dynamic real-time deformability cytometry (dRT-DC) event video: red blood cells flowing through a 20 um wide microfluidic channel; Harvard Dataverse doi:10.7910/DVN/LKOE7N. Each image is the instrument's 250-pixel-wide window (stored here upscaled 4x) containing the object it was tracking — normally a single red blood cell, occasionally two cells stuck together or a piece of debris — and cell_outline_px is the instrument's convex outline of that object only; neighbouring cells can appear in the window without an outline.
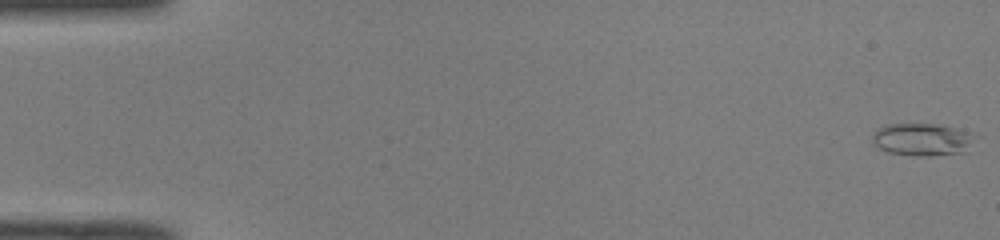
{"species": "common noctule bat (a hibernating species)", "species_latin": "Nyctalus noctula", "temperature_condition": "room temperature", "stored_images_in_passage": 50, "camera_frame_rate_fps": 3000, "um_per_image_px": 0.085, "animal": {"sex": "male", "body_mass_g": 19.0, "forearm_length_mm": 50.8}, "frame": {"image": 1, "passage_image": 1, "time_ms": 0.0, "image_size_px": [1000, 240], "cell_outline_px": [[980, 136], [964, 152], [928, 156], [916, 156], [888, 152], [876, 148], [872, 144], [872, 136], [876, 128], [884, 124], [940, 124]], "centroid_in_image_um": [78.35, 11.85], "position_along_channel_um": 6.6, "area_um2": 19.77}}
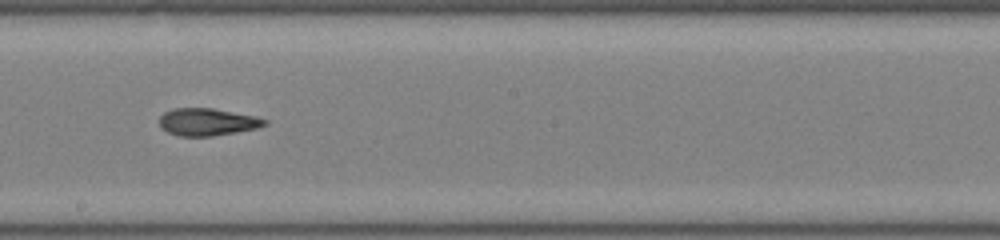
{"frame": {"image": 2, "passage_image": 29, "time_ms": 9.333, "image_size_px": [1000, 240], "cell_outline_px": [[268, 124], [256, 128], [236, 132], [212, 136], [180, 136], [168, 132], [160, 128], [160, 116], [164, 112], [172, 108], [212, 108], [256, 116], [268, 120]], "centroid_in_image_um": [17.62, 10.36], "position_along_channel_um": 230.6, "area_um2": 16.82}}
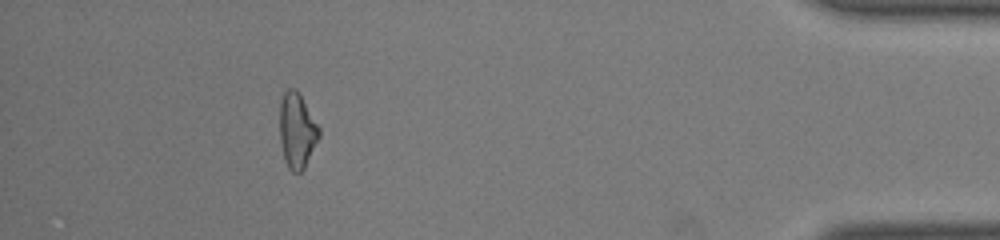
{"frame": {"image": 3, "passage_image": 46, "time_ms": 15.0, "image_size_px": [1000, 240], "cell_outline_px": [[320, 136], [304, 168], [300, 172], [292, 172], [288, 168], [284, 160], [280, 140], [280, 100], [284, 92], [288, 88], [296, 88], [300, 92], [320, 128]], "centroid_in_image_um": [25.24, 11.06], "position_along_channel_um": 410.0, "area_um2": 17.46}, "authors_computed_cell_mechanics": {"area_um2": 17.4267, "velocity_mm_per_s": 4.1109, "shape_relaxation_time_tau1_ms": null, "shape_relaxation_time_tau2_ms": 3.0251, "deformation_change_tau1": null, "deformation_change_tau2": 0.1135}}